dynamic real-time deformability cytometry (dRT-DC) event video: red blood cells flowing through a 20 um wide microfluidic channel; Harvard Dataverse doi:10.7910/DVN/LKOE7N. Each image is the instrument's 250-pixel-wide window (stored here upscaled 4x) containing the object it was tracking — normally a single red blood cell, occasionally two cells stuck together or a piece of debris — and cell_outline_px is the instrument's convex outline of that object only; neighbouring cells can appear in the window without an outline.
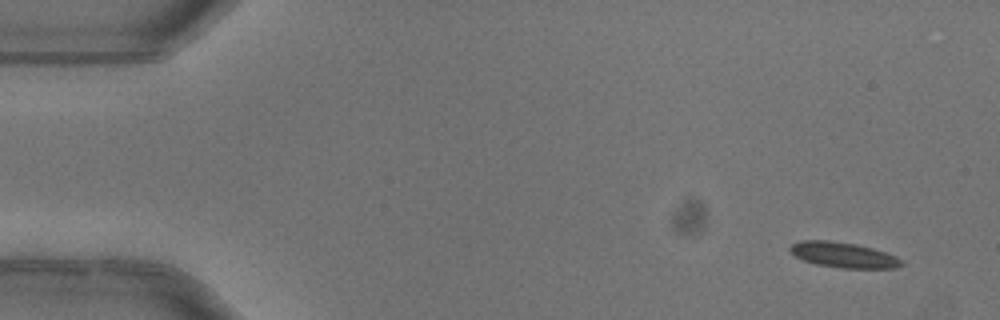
{"species": "common noctule bat (a hibernating species)", "species_latin": "Nyctalus noctula", "temperature_condition": "warm", "stored_images_in_passage": 6, "camera_frame_rate_fps": 3000, "um_per_image_px": 0.085, "animal": {"sex": "female"}, "frame": {"image": 1, "passage_image": 1, "time_ms": 0.0, "image_size_px": [1000, 320], "cell_outline_px": [[904, 264], [892, 268], [840, 268], [816, 264], [804, 260], [788, 252], [788, 248], [792, 244], [800, 240], [828, 240], [856, 244], [872, 248], [896, 256]], "centroid_in_image_um": [71.63, 21.66], "position_along_channel_um": 13.4, "area_um2": 16.42}}
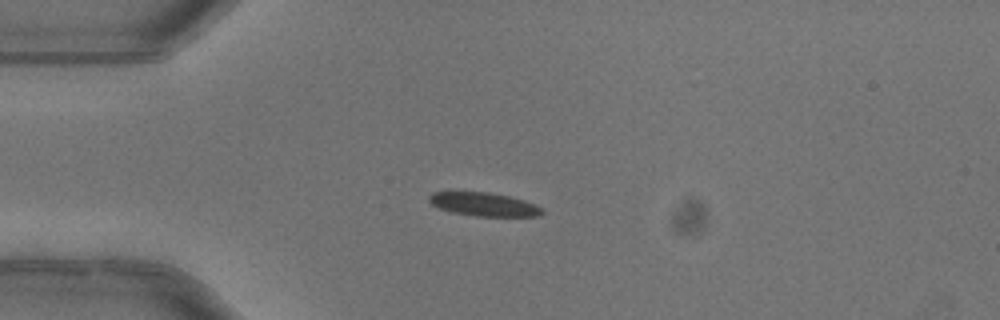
{"frame": {"image": 2, "passage_image": 4, "time_ms": 1.0, "image_size_px": [1000, 320], "cell_outline_px": [[544, 212], [540, 216], [476, 216], [448, 212], [432, 204], [428, 200], [428, 196], [432, 192], [448, 188], [488, 192], [508, 196], [524, 200], [536, 204], [544, 208]], "centroid_in_image_um": [41.03, 17.31], "position_along_channel_um": 44.0, "area_um2": 16.42}}
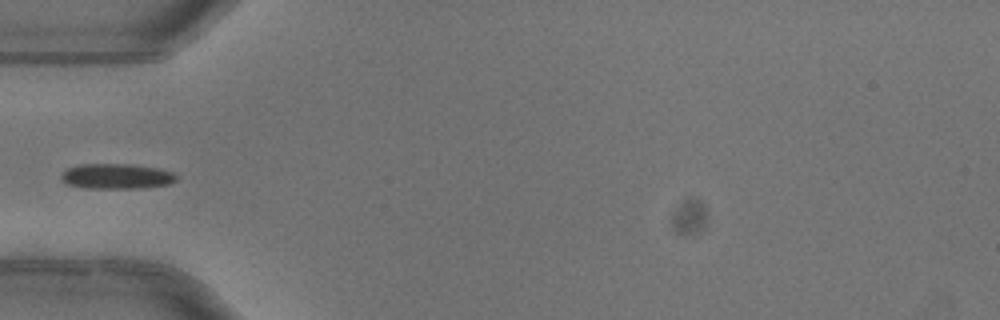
{"frame": {"image": 3, "passage_image": 5, "time_ms": 1.333, "image_size_px": [1000, 320], "cell_outline_px": [[176, 180], [168, 184], [140, 188], [80, 188], [64, 184], [60, 180], [60, 176], [68, 168], [80, 164], [132, 164], [160, 168], [172, 172], [176, 176]], "centroid_in_image_um": [9.85, 14.98], "position_along_channel_um": 75.1, "area_um2": 17.11}}